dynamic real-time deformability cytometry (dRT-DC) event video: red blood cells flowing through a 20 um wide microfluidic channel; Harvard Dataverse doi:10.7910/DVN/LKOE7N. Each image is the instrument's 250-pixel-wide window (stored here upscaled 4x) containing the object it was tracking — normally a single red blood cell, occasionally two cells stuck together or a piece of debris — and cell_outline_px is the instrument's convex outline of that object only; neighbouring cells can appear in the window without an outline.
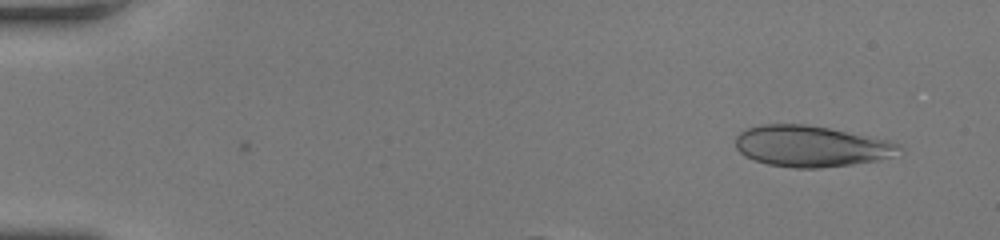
{"species": "human", "species_latin": "Homo sapiens", "temperature_condition": "room temperature", "stored_images_in_passage": 36, "camera_frame_rate_fps": 3000, "um_per_image_px": 0.085, "donor": {"sex": "female"}, "frame": {"image": 1, "passage_image": 2, "time_ms": 0.333, "image_size_px": [1000, 240], "cell_outline_px": [[904, 148], [888, 156], [876, 160], [852, 164], [820, 168], [792, 168], [768, 164], [744, 156], [736, 148], [736, 136], [744, 128], [760, 124], [804, 124], [828, 128], [888, 140], [900, 144]], "centroid_in_image_um": [68.88, 12.42], "position_along_channel_um": 16.1, "area_um2": 38.96}}
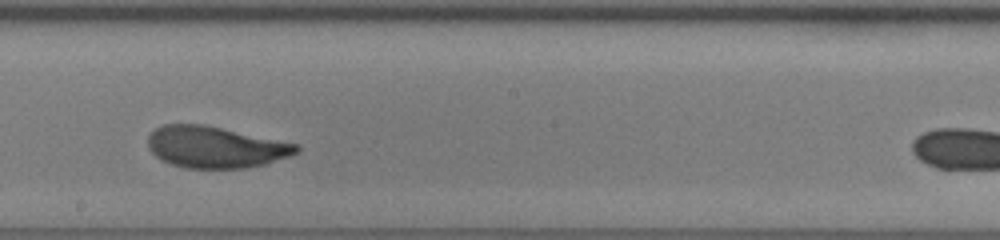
{"frame": {"image": 2, "passage_image": 22, "time_ms": 7.0, "image_size_px": [1000, 240], "cell_outline_px": [[300, 148], [296, 152], [288, 156], [264, 164], [244, 168], [184, 168], [160, 160], [148, 148], [148, 136], [156, 128], [164, 124], [204, 124], [296, 144]], "centroid_in_image_um": [18.24, 12.5], "position_along_channel_um": 230.0, "area_um2": 35.55}}
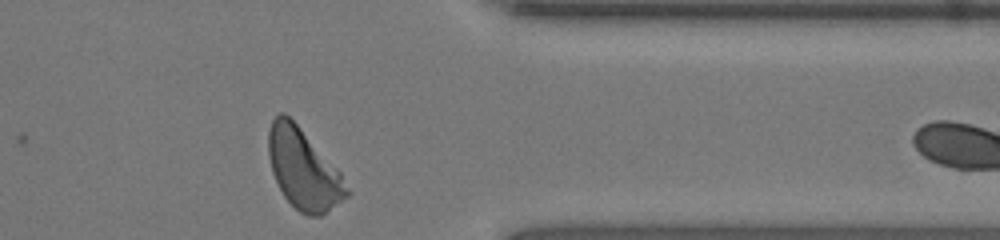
{"frame": {"image": 3, "passage_image": 35, "time_ms": 11.333, "image_size_px": [1000, 240], "cell_outline_px": [[352, 192], [348, 196], [320, 216], [308, 216], [300, 212], [284, 196], [272, 172], [268, 156], [268, 128], [272, 120], [280, 112], [284, 112], [296, 124], [340, 172]], "centroid_in_image_um": [25.78, 14.39], "position_along_channel_um": 385.6, "area_um2": 36.07}}